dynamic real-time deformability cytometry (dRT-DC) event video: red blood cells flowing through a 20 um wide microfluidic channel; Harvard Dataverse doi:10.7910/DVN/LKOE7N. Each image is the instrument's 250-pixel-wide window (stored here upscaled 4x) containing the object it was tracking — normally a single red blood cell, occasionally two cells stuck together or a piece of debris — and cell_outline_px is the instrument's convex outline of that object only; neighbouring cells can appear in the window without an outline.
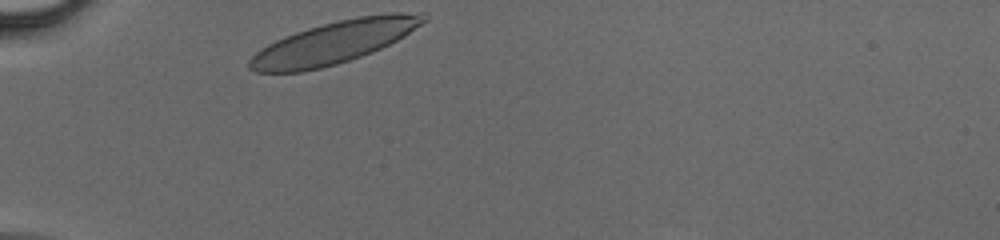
{"species": "human", "species_latin": "Homo sapiens", "temperature_condition": "cold", "stored_images_in_passage": 26, "camera_frame_rate_fps": 3000, "um_per_image_px": 0.085, "donor": {"sex": "male"}, "frame": {"image": 1, "passage_image": 1, "time_ms": 0.0, "image_size_px": [1000, 240], "cell_outline_px": [[428, 20], [404, 36], [372, 52], [336, 64], [304, 72], [256, 72], [248, 68], [248, 60], [260, 48], [276, 40], [296, 32], [308, 28], [356, 16], [392, 12], [424, 12], [428, 16]], "centroid_in_image_um": [28.42, 3.59], "position_along_channel_um": 56.6, "area_um2": 42.83}}
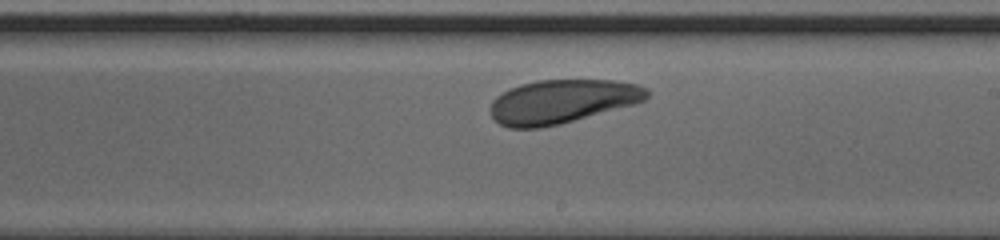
{"frame": {"image": 2, "passage_image": 15, "time_ms": 4.667, "image_size_px": [1000, 240], "cell_outline_px": [[652, 92], [644, 100], [636, 104], [560, 124], [540, 128], [508, 128], [500, 124], [492, 116], [488, 108], [492, 100], [496, 96], [520, 84], [540, 80], [612, 80], [636, 84], [648, 88]], "centroid_in_image_um": [47.79, 8.63], "position_along_channel_um": 241.2, "area_um2": 40.11}}
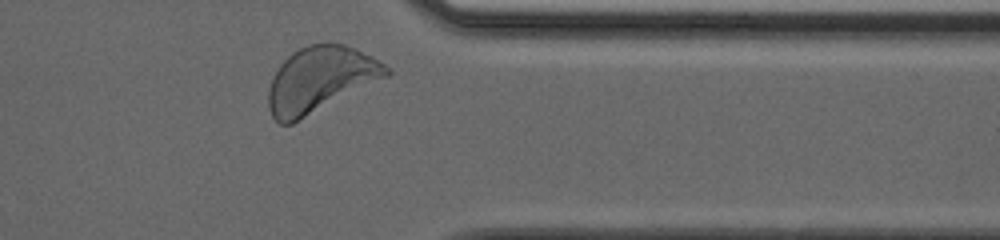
{"frame": {"image": 3, "passage_image": 25, "time_ms": 8.0, "image_size_px": [1000, 240], "cell_outline_px": [[392, 72], [388, 76], [292, 124], [280, 124], [272, 116], [268, 108], [268, 88], [272, 76], [280, 64], [292, 52], [308, 44], [344, 44], [356, 48], [372, 56], [384, 64]], "centroid_in_image_um": [27.19, 6.76], "position_along_channel_um": 384.2, "area_um2": 44.85}}